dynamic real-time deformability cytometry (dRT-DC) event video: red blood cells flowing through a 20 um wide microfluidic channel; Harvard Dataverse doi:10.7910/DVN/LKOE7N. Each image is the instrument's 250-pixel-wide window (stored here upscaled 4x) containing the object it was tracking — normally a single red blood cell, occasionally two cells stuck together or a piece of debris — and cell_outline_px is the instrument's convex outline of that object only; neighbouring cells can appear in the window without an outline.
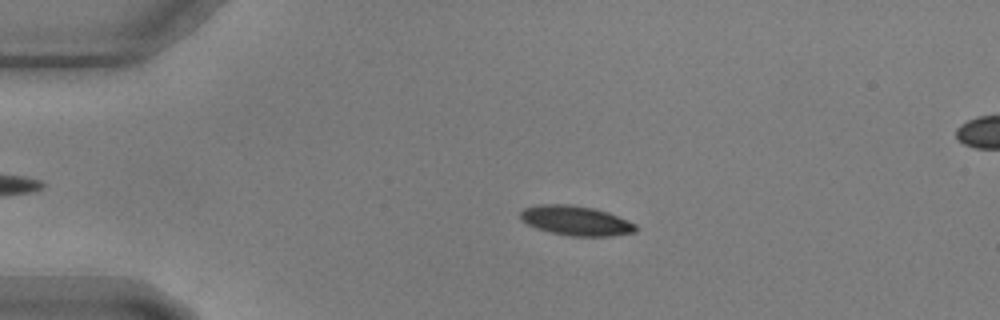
{"species": "common noctule bat (a hibernating species)", "species_latin": "Nyctalus noctula", "temperature_condition": "warm", "stored_images_in_passage": 50, "camera_frame_rate_fps": 3000, "um_per_image_px": 0.085, "animal": {"sex": "male", "body_mass_g": 17.9, "forearm_length_mm": 54.2}, "frame": {"image": 1, "passage_image": 12, "time_ms": 3.667, "image_size_px": [1000, 320], "cell_outline_px": [[636, 232], [612, 236], [568, 236], [536, 228], [528, 224], [520, 216], [520, 212], [524, 208], [544, 204], [568, 204], [592, 208], [608, 212], [628, 220], [636, 224]], "centroid_in_image_um": [48.99, 18.76], "position_along_channel_um": 36.0, "area_um2": 19.77}}
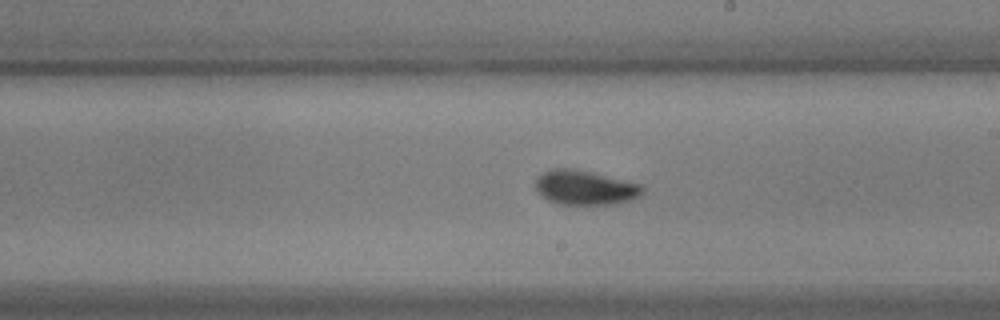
{"frame": {"image": 2, "passage_image": 33, "time_ms": 10.667, "image_size_px": [1000, 320], "cell_outline_px": [[644, 192], [640, 196], [632, 200], [616, 204], [560, 204], [548, 200], [536, 188], [536, 180], [544, 172], [552, 168], [572, 168], [592, 172], [640, 184], [644, 188]], "centroid_in_image_um": [49.77, 15.95], "position_along_channel_um": 239.2, "area_um2": 21.33}}
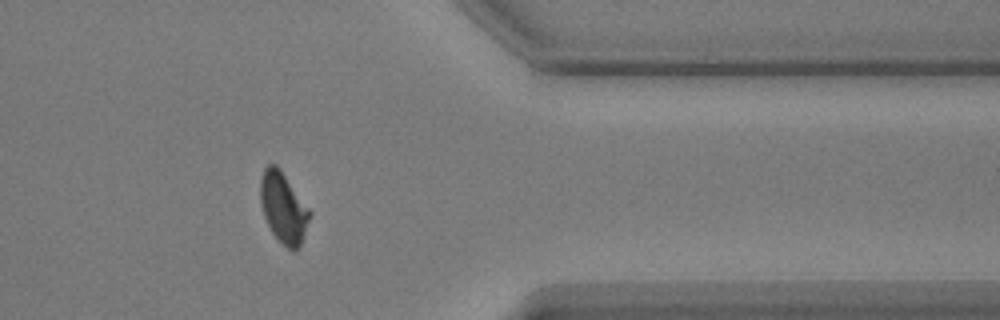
{"frame": {"image": 3, "passage_image": 47, "time_ms": 15.333, "image_size_px": [1000, 320], "cell_outline_px": [[312, 212], [300, 244], [292, 252], [272, 232], [264, 216], [260, 204], [260, 180], [264, 168], [268, 164], [276, 164], [280, 168]], "centroid_in_image_um": [24.07, 17.6], "position_along_channel_um": 387.3, "area_um2": 20.06}}